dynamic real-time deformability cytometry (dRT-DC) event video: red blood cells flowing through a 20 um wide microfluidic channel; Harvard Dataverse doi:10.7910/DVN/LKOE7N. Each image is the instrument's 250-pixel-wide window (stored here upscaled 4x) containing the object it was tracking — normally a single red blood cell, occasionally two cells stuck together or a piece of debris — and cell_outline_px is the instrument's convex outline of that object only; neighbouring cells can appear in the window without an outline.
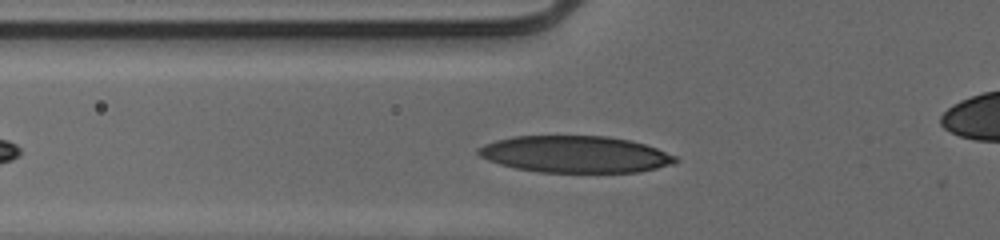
{"species": "human", "species_latin": "Homo sapiens", "temperature_condition": "cold", "stored_images_in_passage": 33, "camera_frame_rate_fps": 3000, "um_per_image_px": 0.085, "donor": {"sex": "male"}, "frame": {"image": 1, "passage_image": 7, "time_ms": 2.0, "image_size_px": [1000, 240], "cell_outline_px": [[680, 160], [672, 164], [640, 172], [540, 172], [516, 168], [500, 164], [488, 160], [480, 156], [476, 152], [476, 148], [484, 144], [496, 140], [512, 136], [608, 136], [628, 140], [644, 144], [656, 148], [676, 156]], "centroid_in_image_um": [48.87, 13.11], "position_along_channel_um": 76.9, "area_um2": 42.19}}
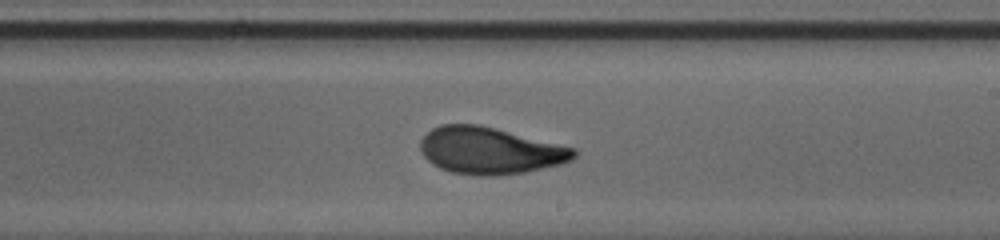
{"frame": {"image": 2, "passage_image": 20, "time_ms": 6.333, "image_size_px": [1000, 240], "cell_outline_px": [[580, 152], [572, 160], [560, 164], [524, 172], [492, 176], [480, 176], [452, 172], [440, 168], [432, 164], [424, 156], [420, 148], [420, 140], [432, 128], [440, 124], [480, 124], [576, 148]], "centroid_in_image_um": [41.65, 12.79], "position_along_channel_um": 247.3, "area_um2": 42.02}}
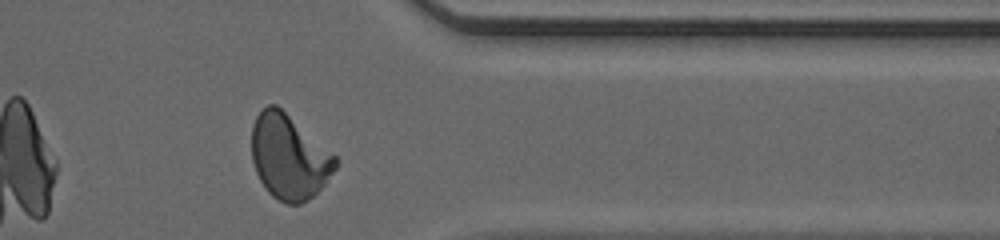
{"frame": {"image": 3, "passage_image": 31, "time_ms": 10.0, "image_size_px": [1000, 240], "cell_outline_px": [[336, 168], [324, 184], [308, 200], [300, 204], [288, 204], [272, 196], [264, 188], [256, 172], [252, 160], [252, 124], [256, 116], [268, 104], [276, 104], [336, 156]], "centroid_in_image_um": [24.54, 13.34], "position_along_channel_um": 386.9, "area_um2": 40.86}, "authors_computed_cell_mechanics": {"area_um2": 41.0958, "velocity_mm_per_s": 3.955, "shape_relaxation_time_tau1_ms": 4.1923, "shape_relaxation_time_tau2_ms": 1.0494, "deformation_change_tau1": 0.1712, "deformation_change_tau2": 0.0667}}